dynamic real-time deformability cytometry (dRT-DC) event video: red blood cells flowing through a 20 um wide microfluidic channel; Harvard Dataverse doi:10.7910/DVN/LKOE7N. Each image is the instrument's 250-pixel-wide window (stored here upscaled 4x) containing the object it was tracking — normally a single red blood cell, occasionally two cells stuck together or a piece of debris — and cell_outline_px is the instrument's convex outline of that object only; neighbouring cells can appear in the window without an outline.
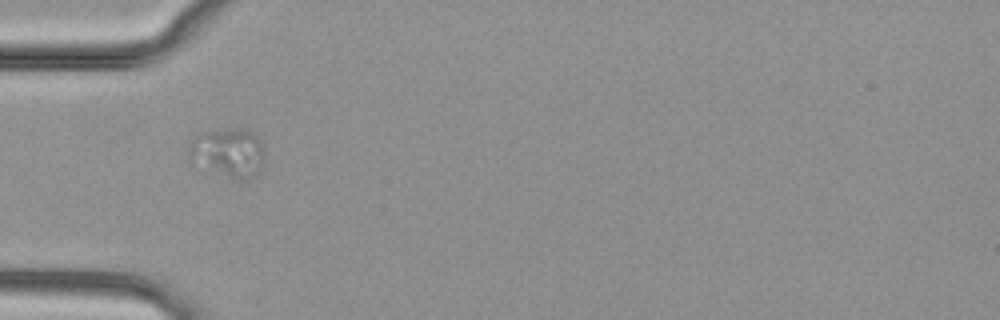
{"species": "common noctule bat (a hibernating species)", "species_latin": "Nyctalus noctula", "temperature_condition": "cold", "stored_images_in_passage": 36, "camera_frame_rate_fps": 3000, "um_per_image_px": 0.085, "animal": {"sex": "female", "body_mass_g": 29.2, "forearm_length_mm": 56.3}, "frame": {"image": 1, "passage_image": 1, "time_ms": 0.0, "image_size_px": [1000, 320], "cell_outline_px": [[264, 164], [260, 172], [256, 176], [248, 180], [240, 180], [212, 168], [188, 152], [188, 148], [192, 140], [200, 132], [228, 128], [248, 128], [264, 144]], "centroid_in_image_um": [19.56, 12.9], "position_along_channel_um": 65.4, "area_um2": 20.98}}
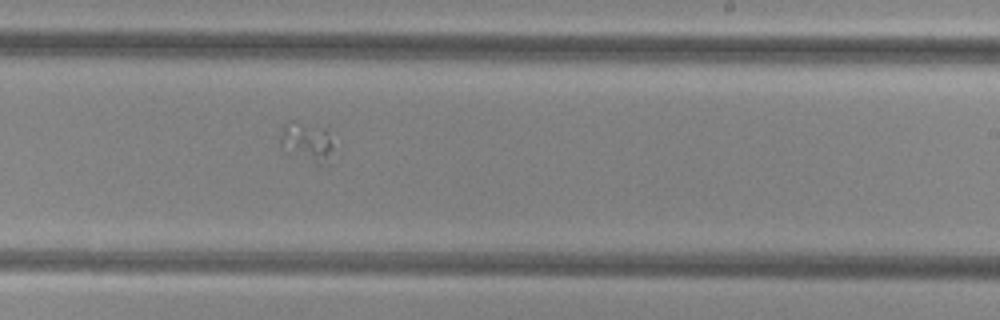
{"frame": {"image": 2, "passage_image": 16, "time_ms": 5.0, "image_size_px": [1000, 320], "cell_outline_px": [[332, 148], [320, 168], [284, 152], [280, 144], [280, 140], [284, 124], [288, 120], [292, 120], [324, 128], [328, 132], [332, 144]], "centroid_in_image_um": [26.01, 12.09], "position_along_channel_um": 263.0, "area_um2": 12.37}}
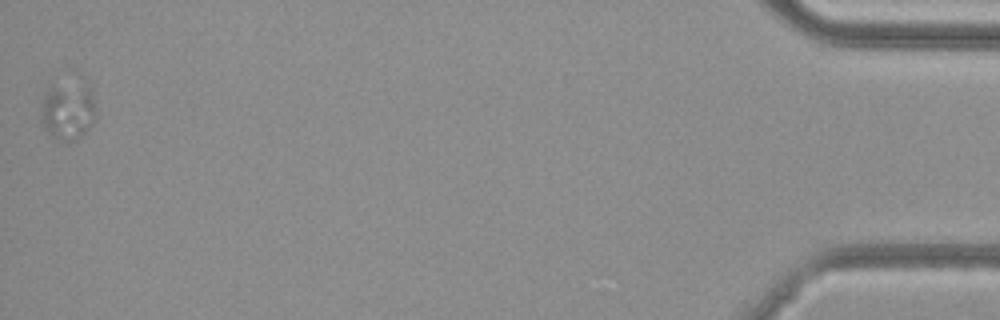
{"frame": {"image": 3, "passage_image": 36, "time_ms": 11.667, "image_size_px": [1000, 320], "cell_outline_px": [[96, 120], [80, 136], [72, 140], [60, 140], [48, 136], [40, 120], [40, 108], [44, 92], [52, 84], [88, 80], [96, 112]], "centroid_in_image_um": [5.75, 9.35], "position_along_channel_um": 429.5, "area_um2": 19.42}}